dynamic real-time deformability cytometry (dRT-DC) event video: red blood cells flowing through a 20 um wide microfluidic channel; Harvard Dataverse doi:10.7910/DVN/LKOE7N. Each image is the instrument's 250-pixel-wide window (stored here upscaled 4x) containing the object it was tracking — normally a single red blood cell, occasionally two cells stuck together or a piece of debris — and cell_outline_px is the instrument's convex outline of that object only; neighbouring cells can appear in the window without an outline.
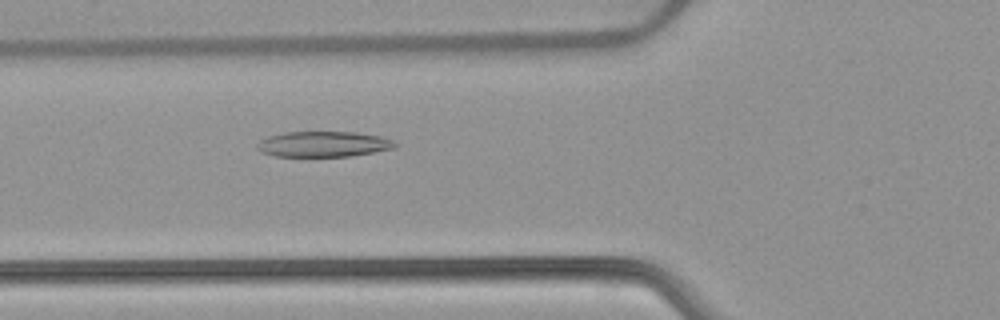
{"species": "common noctule bat (a hibernating species)", "species_latin": "Nyctalus noctula", "temperature_condition": "warm", "stored_images_in_passage": 53, "camera_frame_rate_fps": 3000, "um_per_image_px": 0.085, "animal": {"sex": "female", "body_mass_g": 22.7, "forearm_length_mm": 54.2}, "frame": {"image": 1, "passage_image": 20, "time_ms": 6.333, "image_size_px": [1000, 320], "cell_outline_px": [[400, 144], [396, 148], [352, 156], [276, 156], [260, 152], [256, 148], [256, 144], [260, 140], [268, 136], [284, 132], [356, 132], [380, 136], [392, 140]], "centroid_in_image_um": [27.5, 12.25], "position_along_channel_um": 98.3, "area_um2": 20.69}}
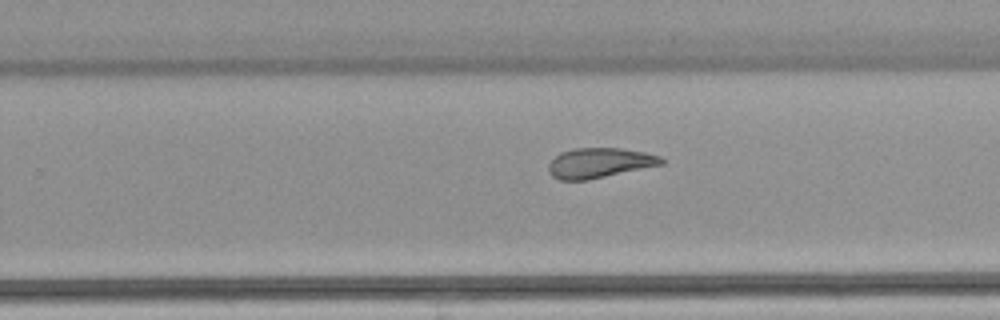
{"frame": {"image": 2, "passage_image": 34, "time_ms": 11.0, "image_size_px": [1000, 320], "cell_outline_px": [[664, 164], [588, 180], [560, 180], [552, 176], [548, 172], [548, 164], [560, 152], [576, 148], [620, 148], [644, 152], [660, 156], [664, 160]], "centroid_in_image_um": [50.94, 13.85], "position_along_channel_um": 278.9, "area_um2": 19.71}}
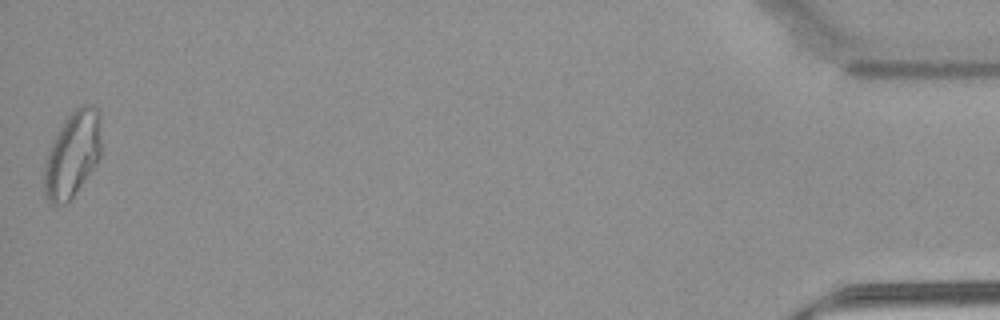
{"frame": {"image": 3, "passage_image": 53, "time_ms": 17.333, "image_size_px": [1000, 320], "cell_outline_px": [[100, 156], [96, 164], [72, 196], [64, 204], [52, 204], [48, 200], [44, 192], [44, 164], [52, 140], [56, 132], [64, 120], [80, 104], [88, 104], [96, 108], [100, 112]], "centroid_in_image_um": [6.15, 13.08], "position_along_channel_um": 429.1, "area_um2": 28.32}, "authors_computed_cell_mechanics": {"area_um2": 23.8136, "velocity_mm_per_s": 3.8672, "shape_relaxation_time_tau1_ms": null, "shape_relaxation_time_tau2_ms": 3.1235, "deformation_change_tau1": null, "deformation_change_tau2": 0.1193}}